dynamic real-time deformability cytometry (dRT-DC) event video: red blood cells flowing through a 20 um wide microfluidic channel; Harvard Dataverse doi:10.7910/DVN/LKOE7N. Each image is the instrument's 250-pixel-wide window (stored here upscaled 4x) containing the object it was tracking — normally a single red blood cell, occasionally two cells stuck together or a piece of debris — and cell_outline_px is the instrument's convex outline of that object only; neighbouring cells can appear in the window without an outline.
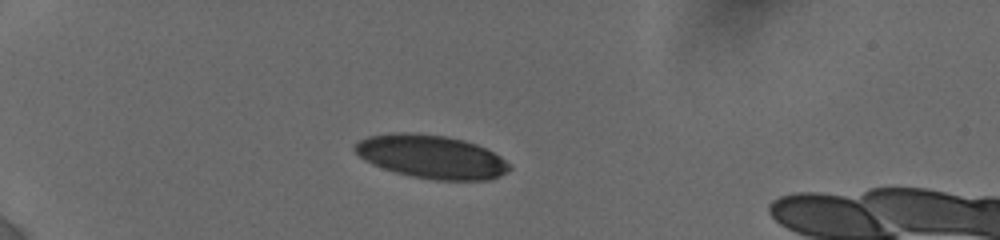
{"species": "human", "species_latin": "Homo sapiens", "temperature_condition": "cold", "stored_images_in_passage": 5, "camera_frame_rate_fps": 3000, "um_per_image_px": 0.085, "donor": {"sex": "female"}, "frame": {"image": 1, "passage_image": 1, "time_ms": 0.0, "image_size_px": [1000, 240], "cell_outline_px": [[512, 168], [500, 176], [488, 180], [436, 180], [412, 176], [396, 172], [372, 164], [360, 156], [352, 148], [360, 140], [368, 136], [392, 132], [412, 132], [444, 136], [464, 140], [476, 144], [500, 156]], "centroid_in_image_um": [36.66, 13.31], "position_along_channel_um": 48.3, "area_um2": 38.84}}
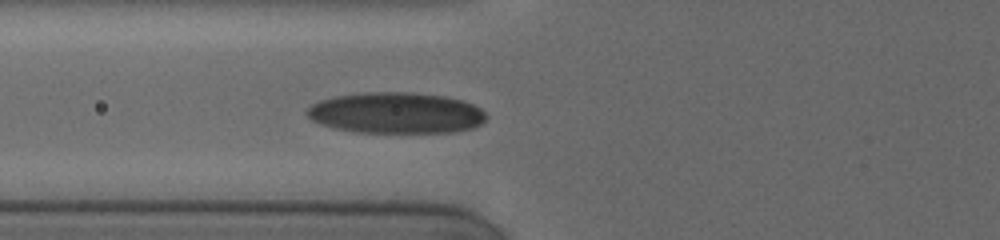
{"frame": {"image": 2, "passage_image": 5, "time_ms": 2.333, "image_size_px": [1000, 240], "cell_outline_px": [[488, 116], [480, 124], [472, 128], [456, 132], [356, 132], [336, 128], [320, 124], [312, 120], [304, 112], [312, 104], [320, 100], [336, 96], [368, 92], [404, 92], [444, 96], [464, 100], [480, 108]], "centroid_in_image_um": [33.67, 9.6], "position_along_channel_um": 92.1, "area_um2": 42.77}}